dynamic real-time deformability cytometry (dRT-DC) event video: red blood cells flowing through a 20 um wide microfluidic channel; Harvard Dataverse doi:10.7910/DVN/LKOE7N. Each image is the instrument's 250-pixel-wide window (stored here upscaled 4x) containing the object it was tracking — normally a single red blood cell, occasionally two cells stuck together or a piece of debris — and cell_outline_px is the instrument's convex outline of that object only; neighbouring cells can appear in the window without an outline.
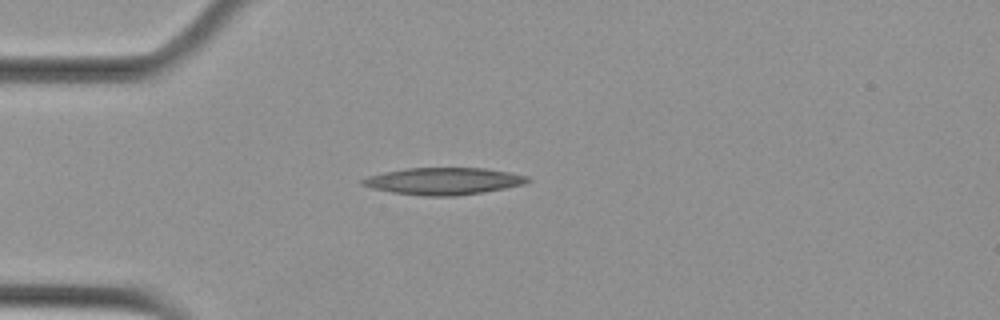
{"species": "Egyptian fruit bat (a non-hibernating species)", "species_latin": "Rousettus aegyptiacus", "temperature_condition": "cold", "stored_images_in_passage": 3, "camera_frame_rate_fps": 3000, "um_per_image_px": 0.085, "animal": {"sex": "female"}, "frame": {"image": 1, "passage_image": 2, "time_ms": 0.333, "image_size_px": [1000, 320], "cell_outline_px": [[532, 180], [524, 184], [484, 192], [456, 196], [424, 196], [392, 192], [372, 188], [360, 184], [360, 180], [368, 176], [384, 172], [408, 168], [484, 168], [508, 172], [528, 176]], "centroid_in_image_um": [37.7, 15.4], "position_along_channel_um": 47.3, "area_um2": 25.95}}